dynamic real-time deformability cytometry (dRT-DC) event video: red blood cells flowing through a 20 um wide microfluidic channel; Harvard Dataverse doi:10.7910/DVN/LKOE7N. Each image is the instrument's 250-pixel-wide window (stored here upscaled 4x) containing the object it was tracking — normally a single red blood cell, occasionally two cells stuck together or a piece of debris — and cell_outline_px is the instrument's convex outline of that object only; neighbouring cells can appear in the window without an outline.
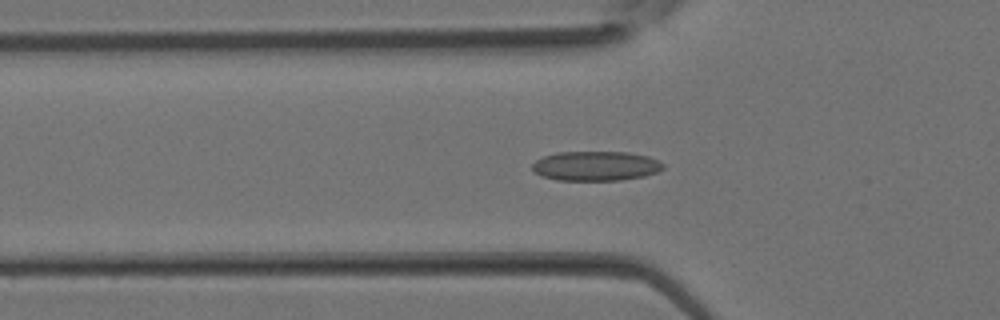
{"species": "Egyptian fruit bat (a non-hibernating species)", "species_latin": "Rousettus aegyptiacus", "temperature_condition": "room temperature", "stored_images_in_passage": 32, "camera_frame_rate_fps": 3000, "um_per_image_px": 0.085, "animal": {"sex": "female"}, "frame": {"image": 1, "passage_image": 11, "time_ms": 3.333, "image_size_px": [1000, 320], "cell_outline_px": [[664, 168], [656, 172], [644, 176], [620, 180], [556, 180], [540, 176], [532, 168], [532, 164], [536, 160], [544, 156], [556, 152], [628, 152], [648, 156], [660, 160], [664, 164]], "centroid_in_image_um": [50.65, 14.1], "position_along_channel_um": 75.2, "area_um2": 22.66}}
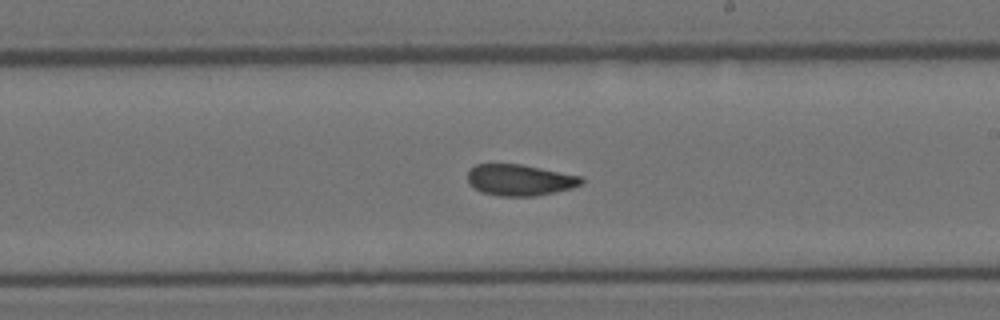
{"frame": {"image": 2, "passage_image": 20, "time_ms": 6.333, "image_size_px": [1000, 320], "cell_outline_px": [[584, 180], [580, 184], [572, 188], [536, 196], [500, 196], [480, 192], [468, 180], [468, 172], [476, 164], [520, 164], [580, 176]], "centroid_in_image_um": [44.18, 15.3], "position_along_channel_um": 244.8, "area_um2": 20.4}}
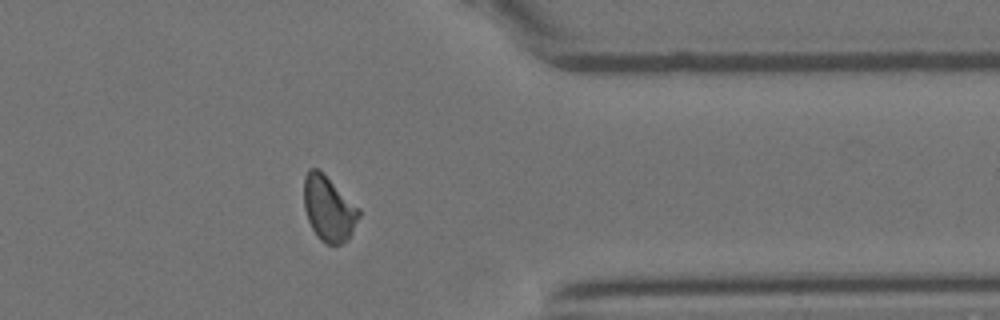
{"frame": {"image": 3, "passage_image": 28, "time_ms": 9.0, "image_size_px": [1000, 320], "cell_outline_px": [[360, 216], [348, 240], [340, 244], [328, 244], [320, 240], [316, 236], [308, 220], [304, 208], [304, 176], [308, 168], [316, 168], [360, 208]], "centroid_in_image_um": [27.93, 17.76], "position_along_channel_um": 383.5, "area_um2": 20.69}}